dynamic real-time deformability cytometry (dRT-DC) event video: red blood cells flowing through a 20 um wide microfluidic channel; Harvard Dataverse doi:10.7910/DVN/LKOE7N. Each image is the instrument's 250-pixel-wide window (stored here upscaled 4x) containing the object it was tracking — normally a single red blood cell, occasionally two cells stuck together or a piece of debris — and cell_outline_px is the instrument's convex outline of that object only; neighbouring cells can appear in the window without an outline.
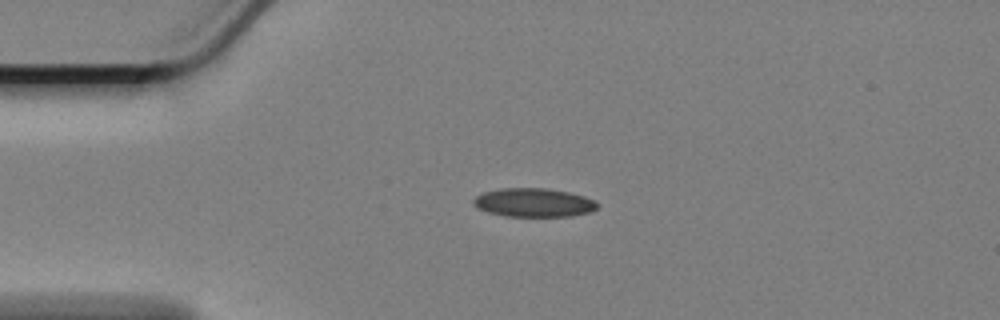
{"species": "Egyptian fruit bat (a non-hibernating species)", "species_latin": "Rousettus aegyptiacus", "temperature_condition": "cold", "stored_images_in_passage": 46, "camera_frame_rate_fps": 3000, "um_per_image_px": 0.085, "animal": {"sex": "female"}, "frame": {"image": 1, "passage_image": 1, "time_ms": 0.0, "image_size_px": [1000, 320], "cell_outline_px": [[600, 204], [596, 208], [588, 212], [572, 216], [504, 216], [488, 212], [476, 208], [472, 204], [472, 200], [480, 192], [500, 188], [548, 188], [568, 192], [584, 196], [596, 200]], "centroid_in_image_um": [45.33, 17.21], "position_along_channel_um": 39.7, "area_um2": 20.98}}
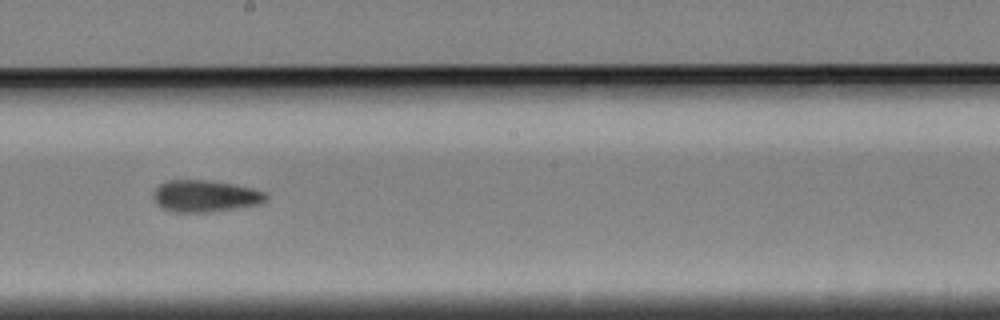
{"frame": {"image": 2, "passage_image": 20, "time_ms": 6.333, "image_size_px": [1000, 320], "cell_outline_px": [[268, 196], [260, 204], [208, 212], [172, 212], [160, 208], [152, 200], [152, 192], [160, 184], [168, 180], [208, 180], [232, 184], [252, 188], [264, 192]], "centroid_in_image_um": [17.36, 16.67], "position_along_channel_um": 230.8, "area_um2": 20.92}}
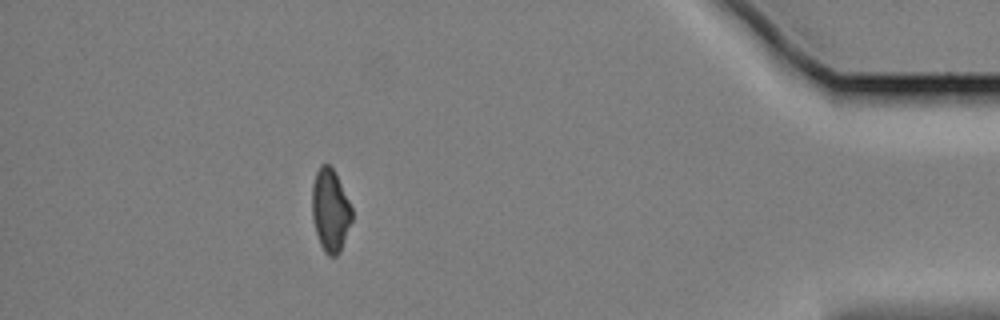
{"frame": {"image": 3, "passage_image": 40, "time_ms": 13.0, "image_size_px": [1000, 320], "cell_outline_px": [[352, 220], [340, 252], [336, 256], [328, 256], [324, 252], [320, 244], [316, 232], [312, 216], [312, 184], [316, 172], [320, 164], [328, 164], [332, 168], [352, 208]], "centroid_in_image_um": [28.06, 17.9], "position_along_channel_um": 407.1, "area_um2": 19.02}, "authors_computed_cell_mechanics": {"area_um2": 20.2878, "velocity_mm_per_s": 3.3954, "shape_relaxation_time_tau1_ms": null, "shape_relaxation_time_tau2_ms": 9.7154, "deformation_change_tau1": null, "deformation_change_tau2": 0.1609}}